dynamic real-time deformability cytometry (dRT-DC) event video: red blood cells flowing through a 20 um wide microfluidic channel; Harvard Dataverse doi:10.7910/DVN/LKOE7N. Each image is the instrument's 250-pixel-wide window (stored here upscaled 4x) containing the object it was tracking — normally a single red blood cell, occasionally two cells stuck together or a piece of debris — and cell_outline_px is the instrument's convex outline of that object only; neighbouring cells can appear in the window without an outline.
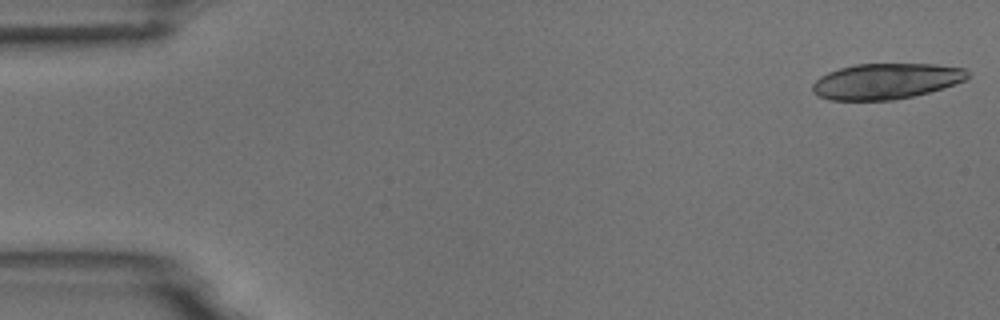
{"species": "common noctule bat (a hibernating species)", "species_latin": "Nyctalus noctula", "temperature_condition": "room temperature", "stored_images_in_passage": 6, "camera_frame_rate_fps": 3000, "um_per_image_px": 0.085, "animal": {"sex": "male", "body_mass_g": 18.8}, "frame": {"image": 1, "passage_image": 1, "time_ms": 0.0, "image_size_px": [1000, 320], "cell_outline_px": [[968, 80], [928, 92], [912, 96], [892, 100], [832, 100], [816, 96], [812, 92], [812, 84], [820, 76], [828, 72], [840, 68], [856, 64], [936, 64], [964, 68], [968, 72]], "centroid_in_image_um": [75.29, 6.9], "position_along_channel_um": 9.7, "area_um2": 32.31}}